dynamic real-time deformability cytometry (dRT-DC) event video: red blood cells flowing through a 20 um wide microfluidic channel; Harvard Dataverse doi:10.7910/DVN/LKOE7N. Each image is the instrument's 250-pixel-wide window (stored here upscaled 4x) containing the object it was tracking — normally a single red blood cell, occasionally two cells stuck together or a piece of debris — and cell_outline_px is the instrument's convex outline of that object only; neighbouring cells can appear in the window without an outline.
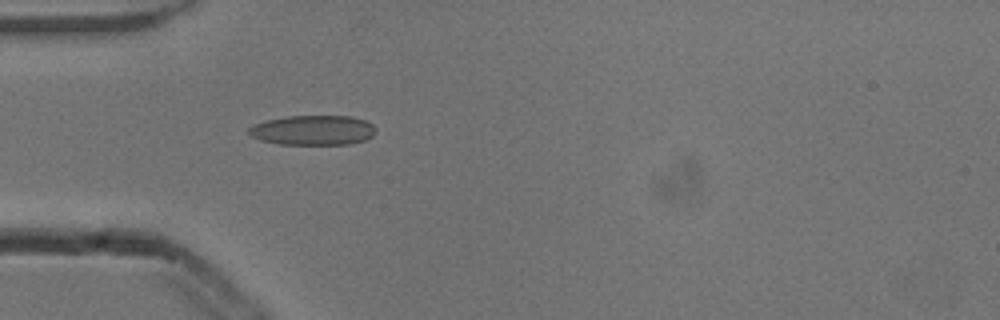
{"species": "common noctule bat (a hibernating species)", "species_latin": "Nyctalus noctula", "temperature_condition": "cold", "stored_images_in_passage": 39, "camera_frame_rate_fps": 3000, "um_per_image_px": 0.085, "animal": {"sex": "male", "body_mass_g": 13.3}, "frame": {"image": 1, "passage_image": 1, "time_ms": 0.0, "image_size_px": [1000, 320], "cell_outline_px": [[376, 132], [372, 136], [364, 140], [348, 144], [280, 144], [260, 140], [252, 136], [248, 132], [248, 128], [252, 124], [268, 120], [288, 116], [352, 116], [364, 120], [372, 124], [376, 128]], "centroid_in_image_um": [26.6, 11.06], "position_along_channel_um": 58.4, "area_um2": 22.02}}
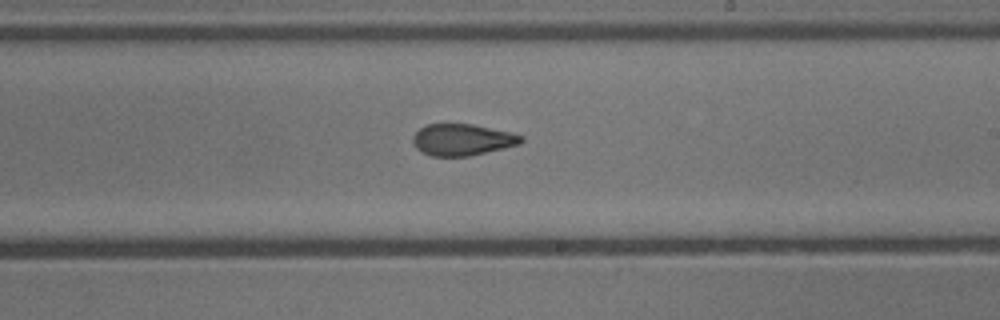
{"frame": {"image": 2, "passage_image": 16, "time_ms": 5.0, "image_size_px": [1000, 320], "cell_outline_px": [[524, 140], [520, 144], [468, 156], [432, 156], [416, 148], [412, 140], [412, 136], [420, 128], [428, 124], [472, 124], [512, 132], [524, 136]], "centroid_in_image_um": [39.31, 11.86], "position_along_channel_um": 249.7, "area_um2": 19.83}}
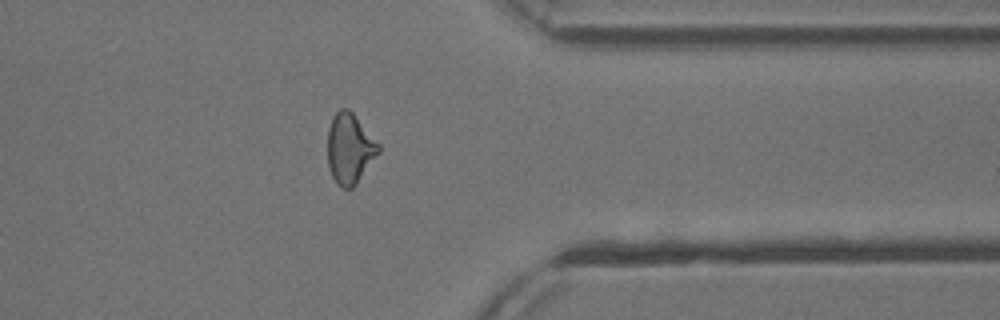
{"frame": {"image": 3, "passage_image": 27, "time_ms": 8.667, "image_size_px": [1000, 320], "cell_outline_px": [[380, 152], [356, 184], [352, 188], [340, 188], [336, 184], [332, 176], [328, 164], [328, 128], [336, 112], [340, 108], [348, 108], [352, 112], [380, 144]], "centroid_in_image_um": [29.73, 12.64], "position_along_channel_um": 381.7, "area_um2": 20.87}, "authors_computed_cell_mechanics": {"area_um2": 20.808, "velocity_mm_per_s": 3.8769, "shape_relaxation_time_tau1_ms": 7.1747, "shape_relaxation_time_tau2_ms": 2.1405, "deformation_change_tau1": 0.1682, "deformation_change_tau2": 0.0901}}